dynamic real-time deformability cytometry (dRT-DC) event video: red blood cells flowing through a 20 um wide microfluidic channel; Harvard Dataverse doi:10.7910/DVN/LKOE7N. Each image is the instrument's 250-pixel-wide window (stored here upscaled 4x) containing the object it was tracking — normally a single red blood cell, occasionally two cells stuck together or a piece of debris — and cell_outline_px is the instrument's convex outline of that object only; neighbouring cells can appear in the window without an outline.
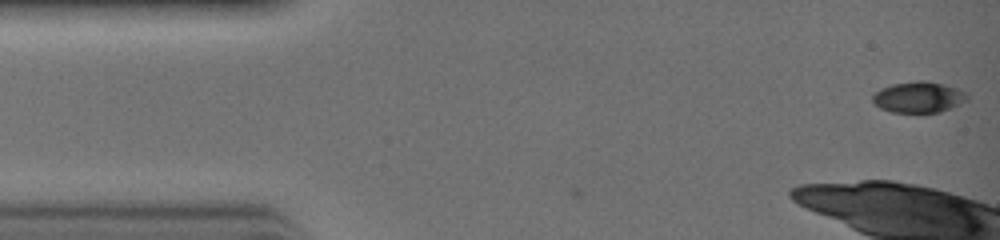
{"species": "common noctule bat (a hibernating species)", "species_latin": "Nyctalus noctula", "temperature_condition": "warm", "stored_images_in_passage": 2, "camera_frame_rate_fps": 3000, "um_per_image_px": 0.085, "animal": {"sex": "female", "body_mass_g": 19.0, "forearm_length_mm": 51.5}, "frame": {"image": 1, "passage_image": 2, "time_ms": 0.333, "image_size_px": [1000, 240], "cell_outline_px": [[968, 100], [960, 104], [940, 112], [892, 112], [880, 108], [872, 104], [872, 96], [880, 88], [892, 84], [920, 80], [924, 80], [944, 84], [968, 92]], "centroid_in_image_um": [78.08, 8.25], "position_along_channel_um": 6.9, "area_um2": 17.22}}